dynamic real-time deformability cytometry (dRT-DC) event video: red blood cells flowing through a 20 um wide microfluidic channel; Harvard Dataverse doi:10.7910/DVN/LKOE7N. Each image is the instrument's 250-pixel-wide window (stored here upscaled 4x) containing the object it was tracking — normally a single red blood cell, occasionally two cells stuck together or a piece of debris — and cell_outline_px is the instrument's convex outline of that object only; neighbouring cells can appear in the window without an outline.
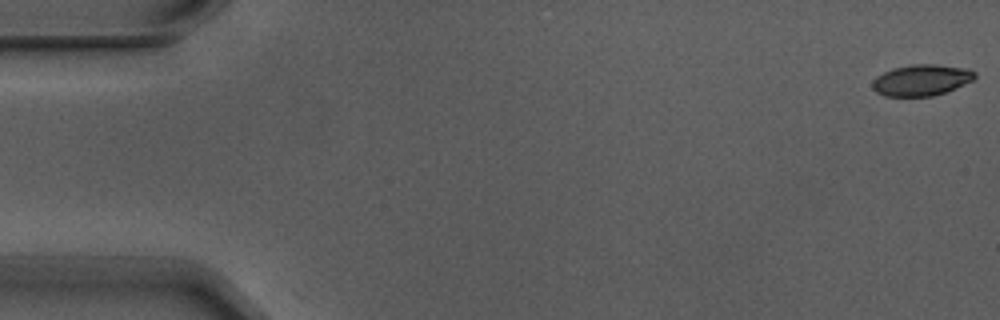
{"species": "Egyptian fruit bat (a non-hibernating species)", "species_latin": "Rousettus aegyptiacus", "temperature_condition": "warm", "stored_images_in_passage": 4, "camera_frame_rate_fps": 3000, "um_per_image_px": 0.085, "animal": {"sex": "male"}, "frame": {"image": 1, "passage_image": 1, "time_ms": 0.0, "image_size_px": [1000, 320], "cell_outline_px": [[976, 76], [972, 80], [964, 84], [944, 92], [932, 96], [884, 96], [876, 92], [872, 88], [872, 80], [876, 76], [892, 68], [912, 64], [932, 64], [964, 68], [976, 72]], "centroid_in_image_um": [78.27, 6.81], "position_along_channel_um": 6.7, "area_um2": 18.5}}